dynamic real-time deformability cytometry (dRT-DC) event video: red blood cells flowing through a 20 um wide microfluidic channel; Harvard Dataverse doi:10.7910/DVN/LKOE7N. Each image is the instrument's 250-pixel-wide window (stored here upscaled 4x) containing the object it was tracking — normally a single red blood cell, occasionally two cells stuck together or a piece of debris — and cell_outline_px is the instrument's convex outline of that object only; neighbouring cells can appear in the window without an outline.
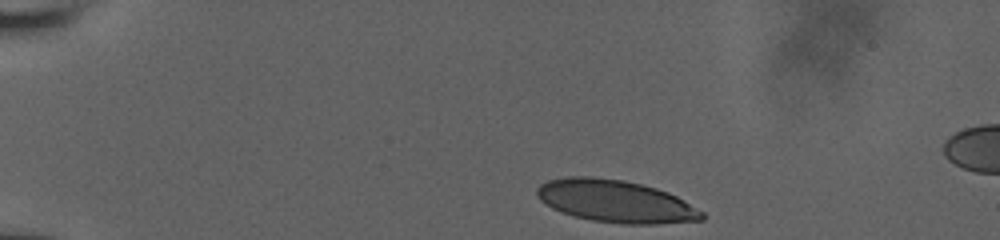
{"species": "human", "species_latin": "Homo sapiens", "temperature_condition": "room temperature", "stored_images_in_passage": 37, "camera_frame_rate_fps": 3000, "um_per_image_px": 0.085, "donor": {"sex": "male"}, "frame": {"image": 1, "passage_image": 1, "time_ms": 0.0, "image_size_px": [1000, 240], "cell_outline_px": [[704, 220], [656, 224], [624, 224], [592, 220], [560, 212], [552, 208], [540, 200], [536, 196], [536, 188], [540, 184], [548, 180], [564, 176], [592, 176], [624, 180], [656, 188], [668, 192], [684, 200], [704, 212]], "centroid_in_image_um": [52.31, 17.1], "position_along_channel_um": 32.7, "area_um2": 40.92}}
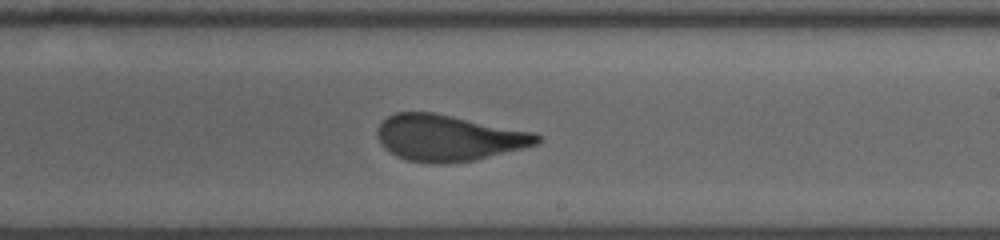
{"frame": {"image": 2, "passage_image": 24, "time_ms": 7.667, "image_size_px": [1000, 240], "cell_outline_px": [[544, 140], [536, 144], [476, 160], [440, 164], [408, 160], [396, 156], [384, 148], [376, 136], [376, 128], [388, 116], [396, 112], [432, 112], [536, 132], [544, 136]], "centroid_in_image_um": [38.14, 11.71], "position_along_channel_um": 250.9, "area_um2": 43.06}}
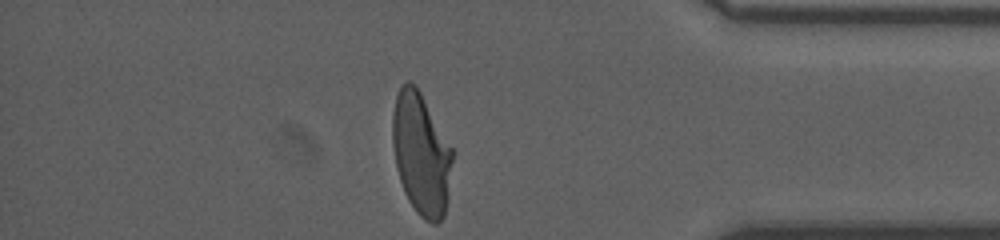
{"frame": {"image": 3, "passage_image": 37, "time_ms": 12.0, "image_size_px": [1000, 240], "cell_outline_px": [[452, 160], [448, 200], [444, 216], [436, 224], [432, 224], [424, 220], [416, 212], [408, 200], [404, 192], [396, 168], [392, 144], [392, 112], [396, 96], [400, 84], [408, 80], [416, 84], [452, 148]], "centroid_in_image_um": [35.78, 13.08], "position_along_channel_um": 399.4, "area_um2": 42.95}, "authors_computed_cell_mechanics": {"area_um2": 43.2344, "velocity_mm_per_s": 3.9439, "shape_relaxation_time_tau1_ms": 5.0947, "shape_relaxation_time_tau2_ms": 0.6406, "deformation_change_tau1": 0.2214, "deformation_change_tau2": 0.0777}}